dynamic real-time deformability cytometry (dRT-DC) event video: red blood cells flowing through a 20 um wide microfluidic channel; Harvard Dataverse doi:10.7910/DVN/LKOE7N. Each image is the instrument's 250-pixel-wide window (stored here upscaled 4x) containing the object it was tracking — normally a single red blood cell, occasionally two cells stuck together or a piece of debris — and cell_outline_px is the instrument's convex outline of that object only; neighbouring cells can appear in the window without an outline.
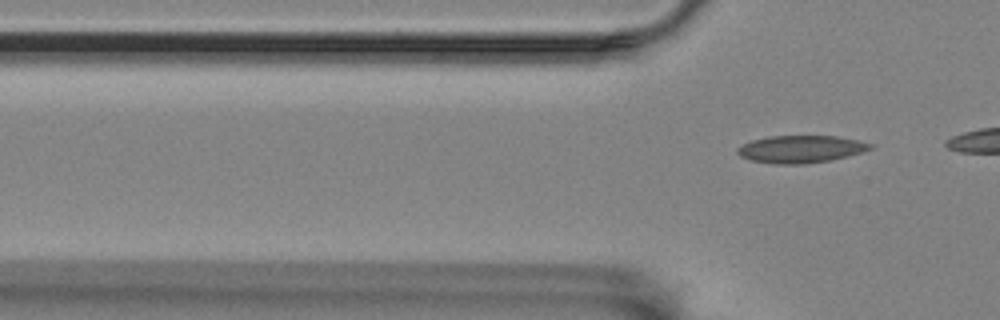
{"species": "Egyptian fruit bat (a non-hibernating species)", "species_latin": "Rousettus aegyptiacus", "temperature_condition": "room temperature", "stored_images_in_passage": 6, "segment_of_instrument_passage": [2, 2], "camera_frame_rate_fps": 3000, "um_per_image_px": 0.085, "animal": {"sex": "female"}, "frame": {"image": 1, "passage_image": 6, "time_ms": 6.0, "image_size_px": [1000, 320], "cell_outline_px": [[872, 148], [848, 156], [828, 160], [804, 164], [776, 164], [752, 160], [740, 156], [736, 152], [736, 148], [752, 140], [768, 136], [836, 136], [860, 140], [872, 144]], "centroid_in_image_um": [68.05, 12.67], "position_along_channel_um": 57.8, "area_um2": 21.04}}